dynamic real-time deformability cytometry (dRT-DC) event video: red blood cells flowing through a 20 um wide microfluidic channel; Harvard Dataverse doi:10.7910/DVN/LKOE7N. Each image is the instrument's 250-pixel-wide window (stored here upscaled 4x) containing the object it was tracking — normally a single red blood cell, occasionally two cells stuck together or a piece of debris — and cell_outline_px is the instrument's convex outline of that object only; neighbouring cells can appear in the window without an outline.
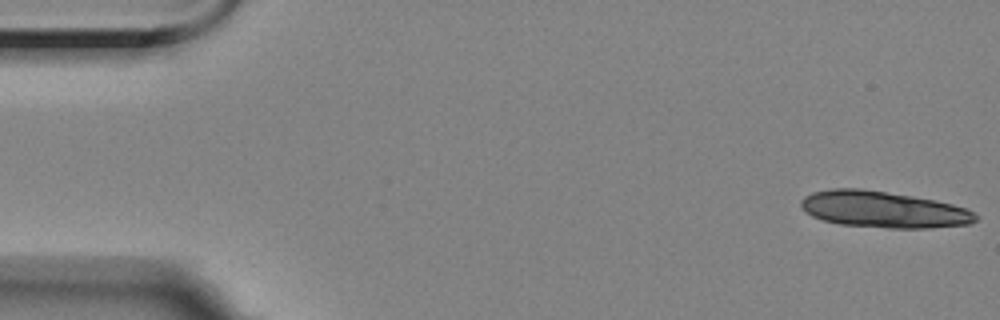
{"species": "Egyptian fruit bat (a non-hibernating species)", "species_latin": "Rousettus aegyptiacus", "temperature_condition": "room temperature", "stored_images_in_passage": 15, "camera_frame_rate_fps": 3000, "um_per_image_px": 0.085, "animal": {"sex": "female"}, "frame": {"image": 1, "passage_image": 1, "time_ms": 0.0, "image_size_px": [1000, 320], "cell_outline_px": [[980, 216], [976, 220], [968, 224], [928, 228], [888, 228], [840, 224], [820, 220], [804, 212], [800, 204], [800, 200], [804, 196], [812, 192], [832, 188], [860, 188], [912, 196], [936, 200], [968, 208]], "centroid_in_image_um": [75.07, 17.8], "position_along_channel_um": 9.9, "area_um2": 37.34}}